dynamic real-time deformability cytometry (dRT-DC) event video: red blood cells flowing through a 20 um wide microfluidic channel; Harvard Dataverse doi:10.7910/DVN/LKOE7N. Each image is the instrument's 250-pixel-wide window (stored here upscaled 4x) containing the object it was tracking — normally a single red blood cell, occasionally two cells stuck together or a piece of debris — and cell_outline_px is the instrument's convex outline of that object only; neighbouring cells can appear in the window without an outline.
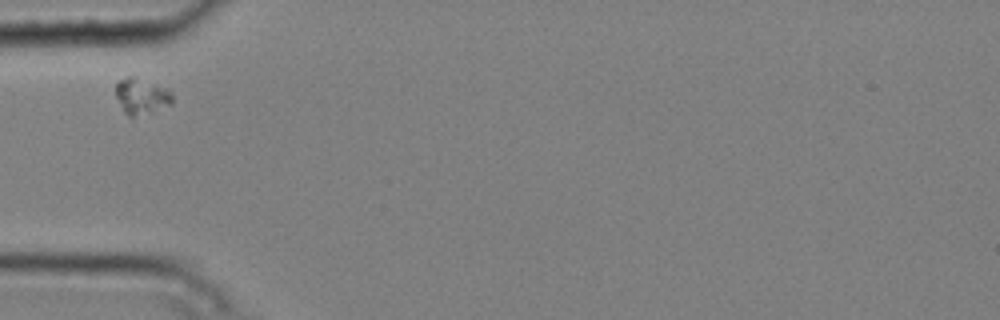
{"species": "common noctule bat (a hibernating species)", "species_latin": "Nyctalus noctula", "temperature_condition": "cold", "stored_images_in_passage": 2, "camera_frame_rate_fps": 3000, "um_per_image_px": 0.085, "animal": {"sex": "male", "body_mass_g": 20.4}, "frame": {"image": 1, "passage_image": 1, "time_ms": 0.0, "image_size_px": [1000, 320], "cell_outline_px": [[172, 104], [132, 120], [124, 112], [116, 96], [116, 84], [120, 80], [128, 76], [132, 76], [168, 88], [172, 92]], "centroid_in_image_um": [12.03, 8.22], "position_along_channel_um": 73.0, "area_um2": 12.08}}
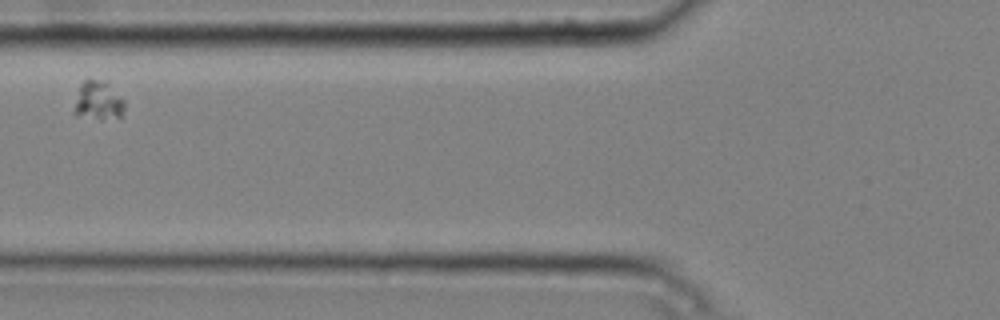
{"frame": {"image": 2, "passage_image": 2, "time_ms": 0.333, "image_size_px": [1000, 320], "cell_outline_px": [[124, 116], [76, 116], [72, 112], [80, 84], [88, 76], [108, 80], [124, 100]], "centroid_in_image_um": [8.34, 8.43], "position_along_channel_um": 117.5, "area_um2": 11.56}}